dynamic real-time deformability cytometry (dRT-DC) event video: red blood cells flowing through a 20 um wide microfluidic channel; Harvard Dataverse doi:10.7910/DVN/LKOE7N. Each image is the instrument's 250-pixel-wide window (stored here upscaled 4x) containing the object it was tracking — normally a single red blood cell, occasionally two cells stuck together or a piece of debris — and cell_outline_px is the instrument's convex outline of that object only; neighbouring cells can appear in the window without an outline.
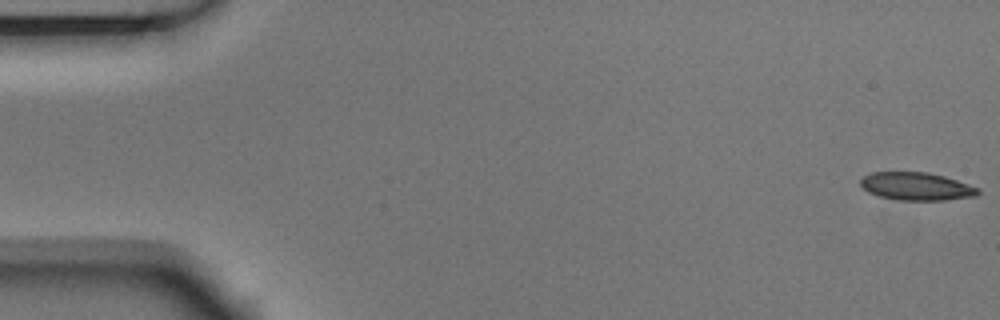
{"species": "Egyptian fruit bat (a non-hibernating species)", "species_latin": "Rousettus aegyptiacus", "temperature_condition": "room temperature", "stored_images_in_passage": 55, "camera_frame_rate_fps": 3000, "um_per_image_px": 0.085, "animal": {"sex": "male"}, "frame": {"image": 1, "passage_image": 1, "time_ms": 0.0, "image_size_px": [1000, 320], "cell_outline_px": [[980, 192], [976, 196], [944, 200], [900, 200], [880, 196], [868, 192], [860, 184], [860, 180], [864, 176], [872, 172], [928, 172], [944, 176], [980, 188]], "centroid_in_image_um": [77.91, 15.84], "position_along_channel_um": 7.1, "area_um2": 19.02}}
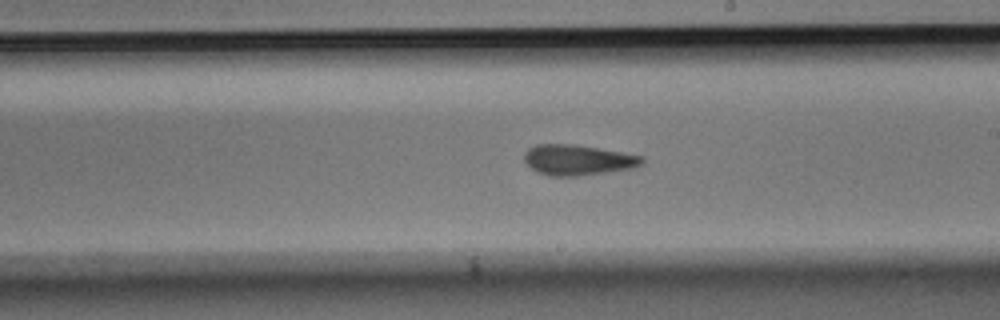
{"frame": {"image": 2, "passage_image": 31, "time_ms": 10.0, "image_size_px": [1000, 320], "cell_outline_px": [[644, 160], [640, 164], [632, 168], [580, 176], [548, 176], [536, 172], [524, 160], [524, 152], [528, 148], [536, 144], [576, 144], [644, 156]], "centroid_in_image_um": [49.08, 13.59], "position_along_channel_um": 239.9, "area_um2": 20.98}}
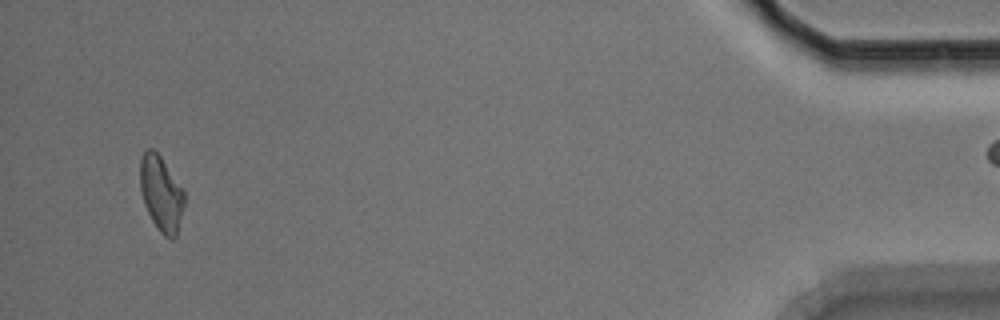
{"frame": {"image": 3, "passage_image": 52, "time_ms": 17.0, "image_size_px": [1000, 320], "cell_outline_px": [[184, 204], [176, 236], [172, 240], [164, 236], [160, 232], [152, 220], [144, 204], [140, 188], [140, 160], [144, 152], [148, 148], [152, 148], [160, 156], [184, 188]], "centroid_in_image_um": [13.7, 16.44], "position_along_channel_um": 421.5, "area_um2": 19.36}}